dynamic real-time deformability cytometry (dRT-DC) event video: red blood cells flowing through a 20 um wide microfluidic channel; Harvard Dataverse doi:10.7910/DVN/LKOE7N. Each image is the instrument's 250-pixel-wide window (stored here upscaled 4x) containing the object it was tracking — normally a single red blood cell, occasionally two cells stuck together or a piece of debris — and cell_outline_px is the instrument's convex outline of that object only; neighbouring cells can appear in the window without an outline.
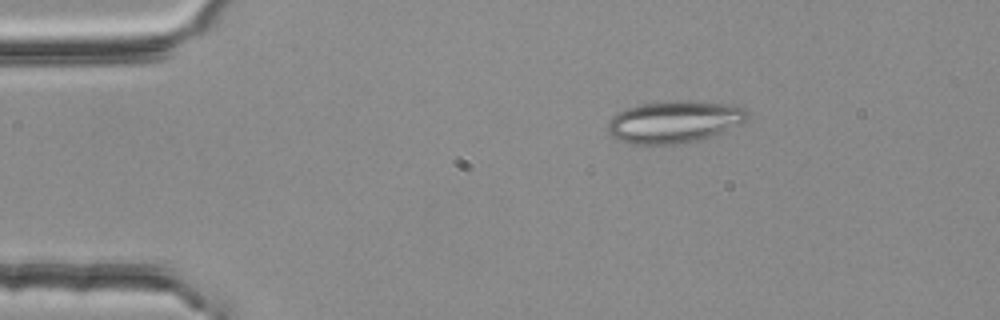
{"species": "common noctule bat (a hibernating species)", "species_latin": "Nyctalus noctula", "temperature_condition": "room temperature", "stored_images_in_passage": 46, "camera_frame_rate_fps": 3000, "um_per_image_px": 0.085, "animal": {"sex": "female", "body_mass_g": 25.1}, "frame": {"image": 1, "passage_image": 1, "time_ms": 0.0, "image_size_px": [1000, 320], "cell_outline_px": [[748, 120], [740, 124], [700, 140], [676, 144], [632, 144], [620, 140], [612, 136], [608, 132], [608, 120], [612, 116], [628, 108], [640, 104], [672, 100], [692, 100], [740, 104], [748, 112]], "centroid_in_image_um": [57.36, 10.33], "position_along_channel_um": 27.6, "area_um2": 34.56}}
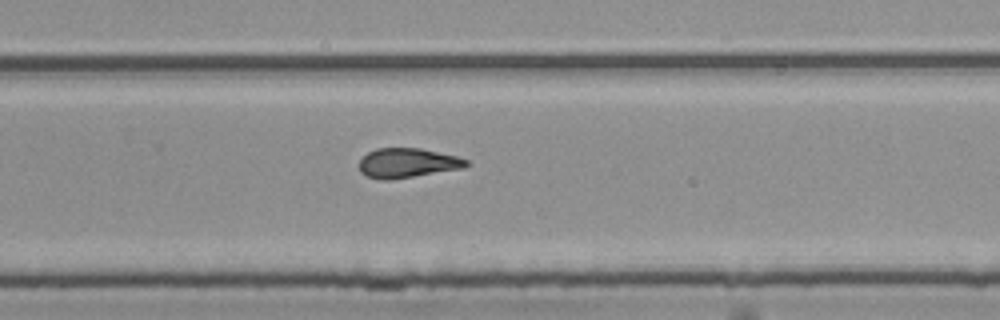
{"frame": {"image": 2, "passage_image": 27, "time_ms": 8.667, "image_size_px": [1000, 320], "cell_outline_px": [[472, 164], [464, 168], [388, 180], [384, 180], [368, 176], [360, 172], [360, 160], [368, 152], [376, 148], [420, 148], [456, 156], [468, 160]], "centroid_in_image_um": [34.66, 13.84], "position_along_channel_um": 295.1, "area_um2": 18.32}}
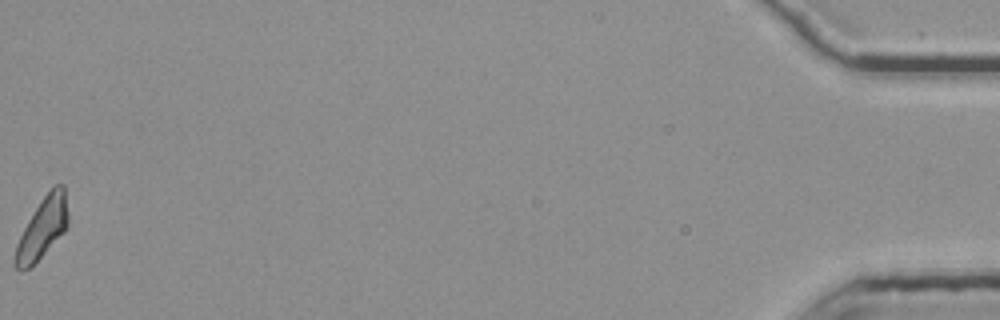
{"frame": {"image": 3, "passage_image": 46, "time_ms": 15.0, "image_size_px": [1000, 320], "cell_outline_px": [[68, 224], [64, 232], [28, 268], [20, 272], [12, 264], [12, 260], [16, 244], [28, 220], [40, 200], [56, 184], [64, 184], [68, 212]], "centroid_in_image_um": [3.58, 19.39], "position_along_channel_um": 431.6, "area_um2": 18.55}, "authors_computed_cell_mechanics": {"area_um2": 18.9006, "velocity_mm_per_s": 3.7983, "shape_relaxation_time_tau1_ms": null, "shape_relaxation_time_tau2_ms": 2.2019, "deformation_change_tau1": null, "deformation_change_tau2": 0.1117}}